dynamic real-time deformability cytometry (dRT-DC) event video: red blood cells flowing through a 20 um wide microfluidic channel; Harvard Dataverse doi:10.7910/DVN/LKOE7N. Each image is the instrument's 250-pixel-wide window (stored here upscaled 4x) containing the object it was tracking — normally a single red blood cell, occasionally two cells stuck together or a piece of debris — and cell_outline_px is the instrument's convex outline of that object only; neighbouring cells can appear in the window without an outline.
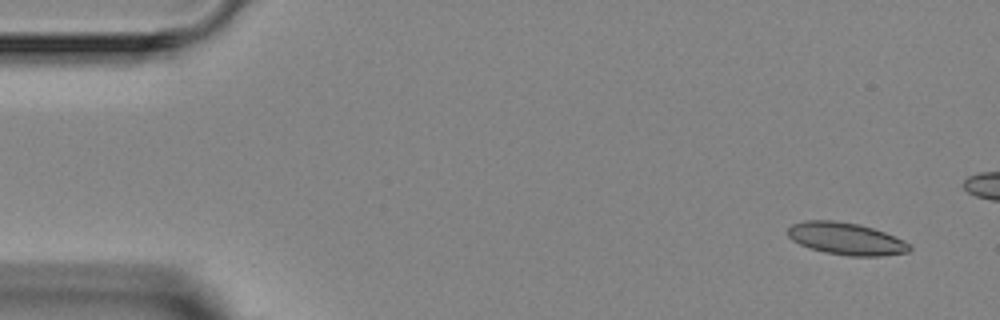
{"species": "Egyptian fruit bat (a non-hibernating species)", "species_latin": "Rousettus aegyptiacus", "temperature_condition": "room temperature", "stored_images_in_passage": 5, "camera_frame_rate_fps": 3000, "um_per_image_px": 0.085, "animal": {"sex": "female"}, "frame": {"image": 1, "passage_image": 1, "time_ms": 0.0, "image_size_px": [1000, 320], "cell_outline_px": [[912, 248], [908, 252], [880, 256], [848, 256], [824, 252], [808, 248], [792, 240], [788, 236], [788, 228], [792, 224], [804, 220], [832, 220], [860, 224], [884, 232], [904, 240], [912, 244]], "centroid_in_image_um": [71.92, 20.29], "position_along_channel_um": 13.1, "area_um2": 23.0}}